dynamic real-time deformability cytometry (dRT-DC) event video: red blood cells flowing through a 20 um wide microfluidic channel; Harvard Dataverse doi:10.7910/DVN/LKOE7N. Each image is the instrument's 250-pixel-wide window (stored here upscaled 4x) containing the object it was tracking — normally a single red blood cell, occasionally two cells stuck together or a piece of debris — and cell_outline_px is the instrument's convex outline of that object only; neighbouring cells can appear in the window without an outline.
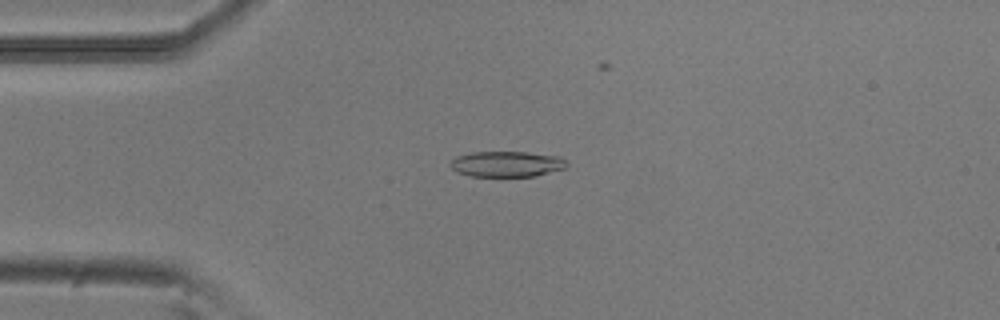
{"species": "common noctule bat (a hibernating species)", "species_latin": "Nyctalus noctula", "temperature_condition": "room temperature", "stored_images_in_passage": 6, "camera_frame_rate_fps": 3000, "um_per_image_px": 0.085, "animal": {"sex": "male", "body_mass_g": 20.5, "forearm_length_mm": 52.5}, "frame": {"image": 1, "passage_image": 3, "time_ms": 0.667, "image_size_px": [1000, 320], "cell_outline_px": [[568, 164], [564, 168], [536, 176], [472, 176], [456, 172], [452, 168], [452, 160], [456, 156], [472, 152], [524, 152], [560, 156]], "centroid_in_image_um": [43.08, 13.94], "position_along_channel_um": 41.9, "area_um2": 17.22}}
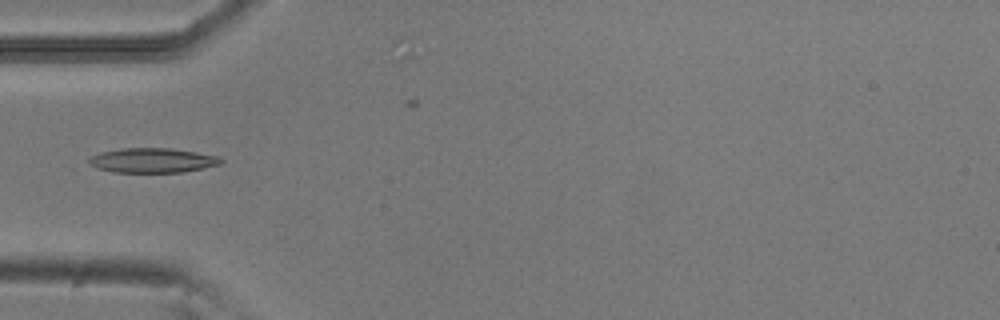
{"frame": {"image": 2, "passage_image": 4, "time_ms": 1.0, "image_size_px": [1000, 320], "cell_outline_px": [[224, 160], [220, 164], [184, 172], [112, 172], [96, 168], [88, 164], [88, 160], [92, 156], [100, 152], [120, 148], [172, 148], [220, 156]], "centroid_in_image_um": [12.95, 13.63], "position_along_channel_um": 72.1, "area_um2": 19.07}}
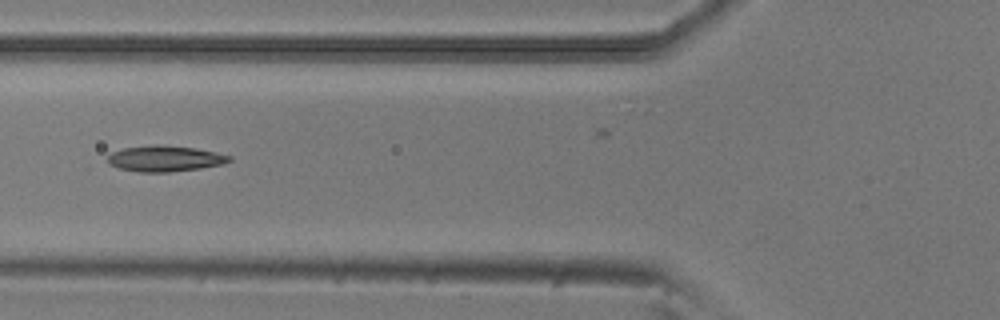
{"frame": {"image": 3, "passage_image": 5, "time_ms": 1.333, "image_size_px": [1000, 320], "cell_outline_px": [[232, 160], [224, 164], [200, 168], [168, 172], [140, 172], [120, 168], [108, 164], [104, 160], [112, 152], [124, 148], [156, 144], [196, 148], [216, 152], [232, 156]], "centroid_in_image_um": [14.01, 13.47], "position_along_channel_um": 111.8, "area_um2": 18.44}}